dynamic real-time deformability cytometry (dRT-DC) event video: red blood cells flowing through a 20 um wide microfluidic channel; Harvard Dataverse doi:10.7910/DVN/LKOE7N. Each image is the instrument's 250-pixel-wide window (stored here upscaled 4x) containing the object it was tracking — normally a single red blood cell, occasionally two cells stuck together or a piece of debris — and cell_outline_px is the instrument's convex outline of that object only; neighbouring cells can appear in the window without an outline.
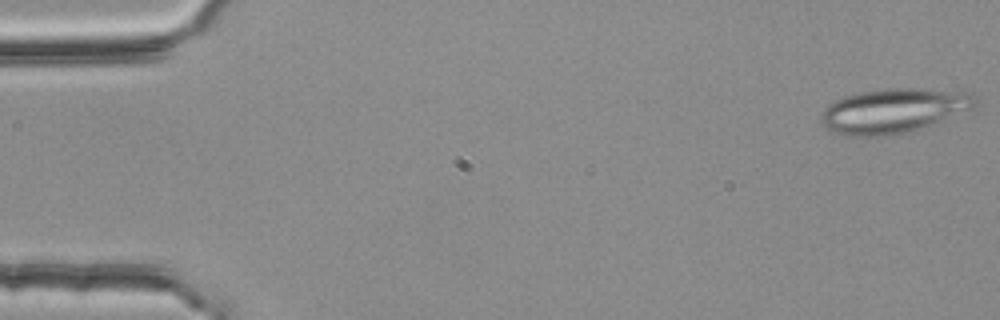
{"species": "common noctule bat (a hibernating species)", "species_latin": "Nyctalus noctula", "temperature_condition": "room temperature", "stored_images_in_passage": 53, "segment_of_instrument_passage": [1, 2], "camera_frame_rate_fps": 3000, "um_per_image_px": 0.085, "animal": {"sex": "female", "body_mass_g": 25.1}, "frame": {"image": 1, "passage_image": 1, "time_ms": 0.0, "image_size_px": [1000, 320], "cell_outline_px": [[980, 104], [976, 108], [916, 128], [884, 136], [848, 136], [836, 132], [828, 128], [820, 120], [820, 112], [828, 104], [844, 96], [860, 92], [884, 88], [916, 88], [960, 92], [976, 96], [980, 100]], "centroid_in_image_um": [75.93, 9.38], "position_along_channel_um": 9.1, "area_um2": 39.48}}